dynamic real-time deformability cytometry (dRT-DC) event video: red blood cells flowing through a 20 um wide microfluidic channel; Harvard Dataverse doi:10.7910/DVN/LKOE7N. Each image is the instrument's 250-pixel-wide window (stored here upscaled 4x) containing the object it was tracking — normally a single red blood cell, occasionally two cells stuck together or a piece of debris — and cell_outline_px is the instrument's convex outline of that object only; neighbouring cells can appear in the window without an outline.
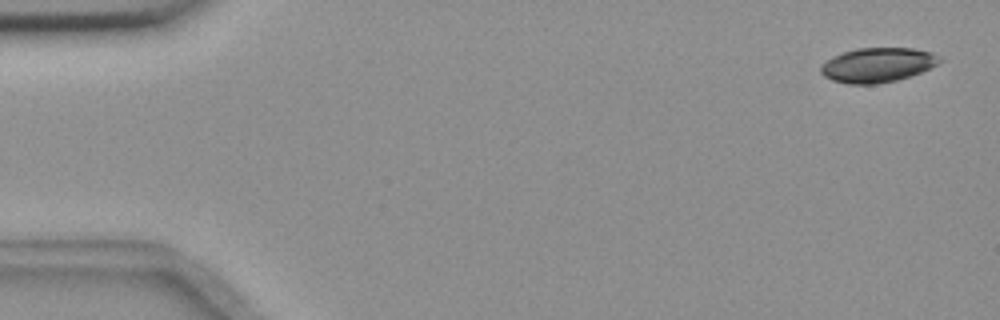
{"species": "common noctule bat (a hibernating species)", "species_latin": "Nyctalus noctula", "temperature_condition": "room temperature", "stored_images_in_passage": 54, "camera_frame_rate_fps": 3000, "um_per_image_px": 0.085, "animal": {"sex": "female", "body_mass_g": 18.4}, "frame": {"image": 1, "passage_image": 1, "time_ms": 0.0, "image_size_px": [1000, 320], "cell_outline_px": [[944, 60], [920, 72], [896, 80], [876, 84], [848, 84], [832, 80], [824, 76], [820, 72], [820, 68], [832, 56], [856, 48], [912, 48], [932, 52]], "centroid_in_image_um": [74.58, 5.52], "position_along_channel_um": 10.4, "area_um2": 23.7}}
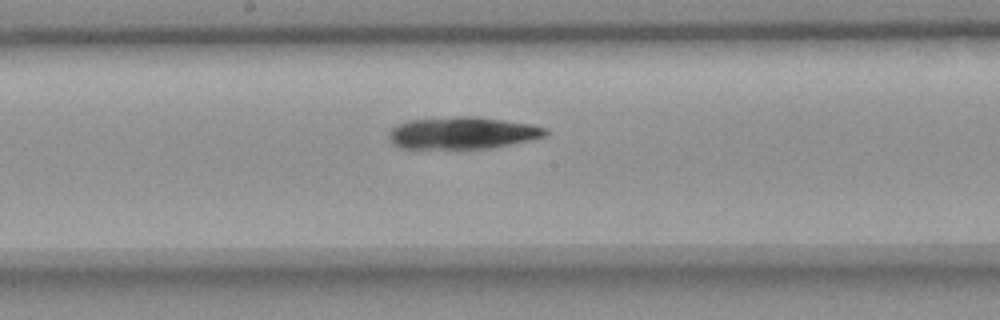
{"frame": {"image": 2, "passage_image": 28, "time_ms": 9.0, "image_size_px": [1000, 320], "cell_outline_px": [[548, 132], [544, 136], [528, 140], [492, 148], [400, 148], [392, 144], [388, 136], [392, 128], [396, 124], [408, 120], [460, 116], [476, 116], [528, 124], [548, 128]], "centroid_in_image_um": [39.27, 11.3], "position_along_channel_um": 208.9, "area_um2": 29.07}}
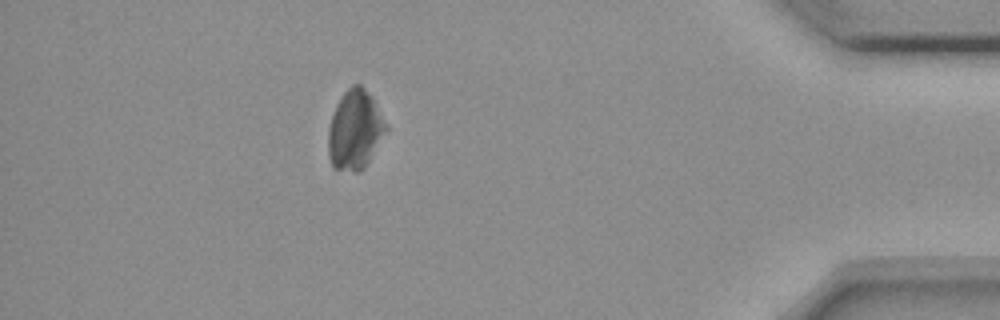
{"frame": {"image": 3, "passage_image": 48, "time_ms": 15.667, "image_size_px": [1000, 320], "cell_outline_px": [[388, 128], [364, 168], [360, 172], [352, 172], [332, 168], [328, 156], [328, 128], [336, 104], [344, 92], [352, 84], [360, 84], [372, 96], [388, 124]], "centroid_in_image_um": [30.16, 11.04], "position_along_channel_um": 405.0, "area_um2": 26.93}, "authors_computed_cell_mechanics": {"area_um2": 27.6862, "velocity_mm_per_s": 3.6508, "shape_relaxation_time_tau1_ms": 11.3818, "shape_relaxation_time_tau2_ms": null, "deformation_change_tau1": 0.1521, "deformation_change_tau2": null}}